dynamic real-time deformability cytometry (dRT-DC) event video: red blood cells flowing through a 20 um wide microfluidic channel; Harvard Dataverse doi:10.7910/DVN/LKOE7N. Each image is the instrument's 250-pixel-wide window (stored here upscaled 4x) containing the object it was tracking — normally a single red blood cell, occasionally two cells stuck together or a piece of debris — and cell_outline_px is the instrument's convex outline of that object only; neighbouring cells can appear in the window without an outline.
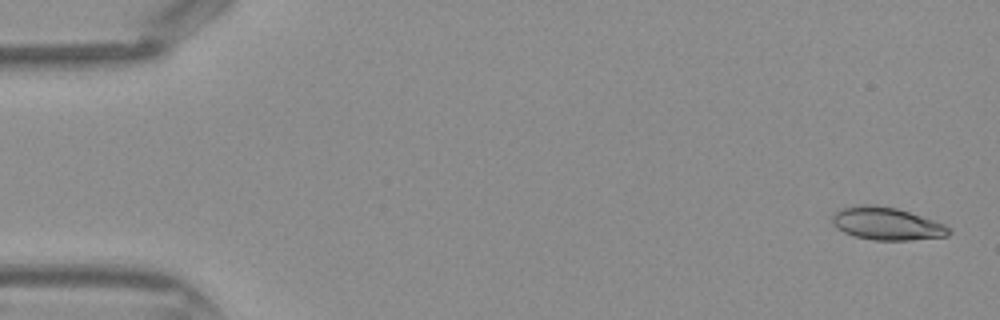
{"species": "Egyptian fruit bat (a non-hibernating species)", "species_latin": "Rousettus aegyptiacus", "temperature_condition": "warm", "stored_images_in_passage": 44, "camera_frame_rate_fps": 3000, "um_per_image_px": 0.085, "frame": {"image": 1, "passage_image": 2, "time_ms": 0.333, "image_size_px": [1000, 320], "cell_outline_px": [[952, 232], [948, 236], [908, 240], [872, 240], [856, 236], [844, 232], [836, 228], [832, 224], [832, 216], [840, 208], [864, 204], [872, 204], [896, 208], [944, 224]], "centroid_in_image_um": [75.34, 19.01], "position_along_channel_um": 9.7, "area_um2": 22.02}}
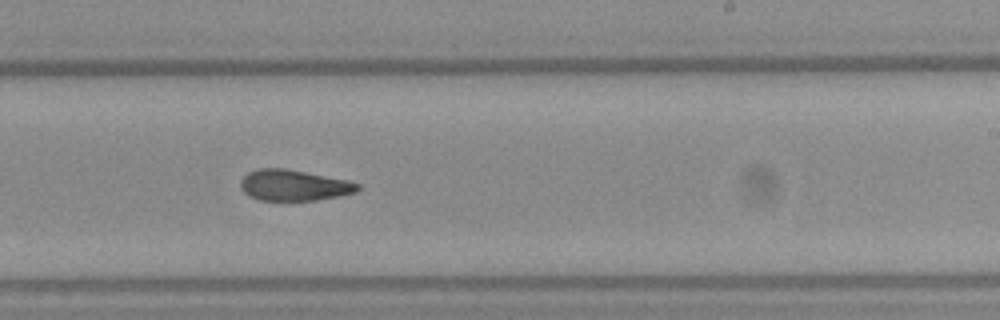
{"frame": {"image": 2, "passage_image": 27, "time_ms": 8.667, "image_size_px": [1000, 320], "cell_outline_px": [[360, 188], [356, 192], [340, 196], [316, 200], [260, 200], [248, 196], [240, 188], [240, 180], [248, 172], [260, 168], [284, 168], [348, 180], [360, 184]], "centroid_in_image_um": [24.97, 15.75], "position_along_channel_um": 264.0, "area_um2": 21.15}}
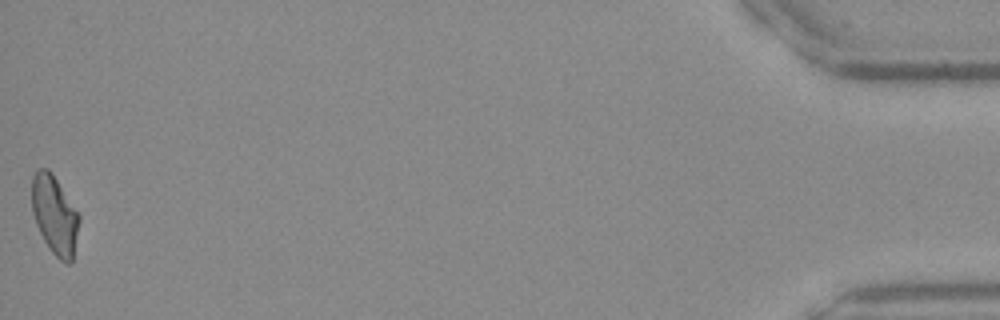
{"frame": {"image": 3, "passage_image": 44, "time_ms": 14.333, "image_size_px": [1000, 320], "cell_outline_px": [[80, 220], [72, 260], [68, 264], [60, 260], [52, 252], [44, 240], [36, 224], [32, 212], [32, 176], [36, 168], [48, 168], [52, 172], [80, 216]], "centroid_in_image_um": [4.63, 18.24], "position_along_channel_um": 430.6, "area_um2": 21.62}}